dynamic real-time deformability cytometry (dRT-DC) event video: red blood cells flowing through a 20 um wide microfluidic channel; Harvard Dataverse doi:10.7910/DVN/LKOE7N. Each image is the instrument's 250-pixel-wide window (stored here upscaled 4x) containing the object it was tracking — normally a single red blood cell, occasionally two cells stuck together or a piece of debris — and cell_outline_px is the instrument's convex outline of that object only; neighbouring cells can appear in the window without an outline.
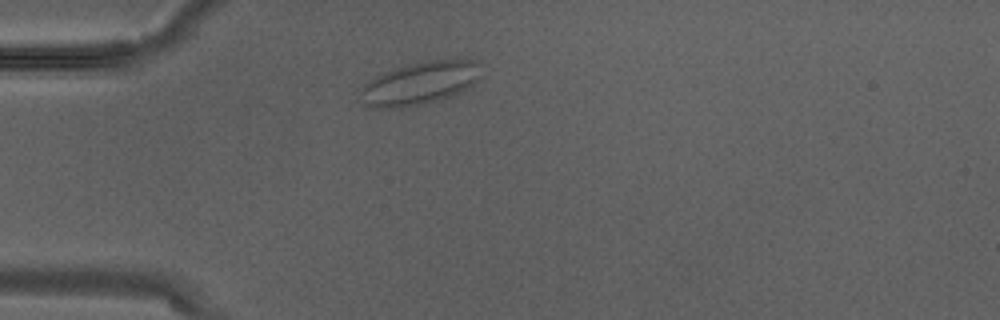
{"species": "Egyptian fruit bat (a non-hibernating species)", "species_latin": "Rousettus aegyptiacus", "temperature_condition": "warm", "stored_images_in_passage": 1, "camera_frame_rate_fps": 3000, "um_per_image_px": 0.085, "animal": {"sex": "male"}, "frame": {"image": 1, "passage_image": 1, "time_ms": 0.0, "image_size_px": [1000, 320], "cell_outline_px": [[480, 76], [472, 84], [448, 96], [424, 104], [400, 108], [364, 108], [360, 92], [364, 84], [368, 80], [392, 68], [424, 60], [476, 60], [480, 64]], "centroid_in_image_um": [35.6, 7.07], "position_along_channel_um": 49.4, "area_um2": 30.06}}